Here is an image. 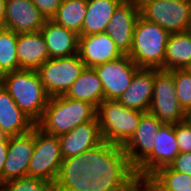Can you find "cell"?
I'll return each instance as SVG.
<instances>
[{
    "label": "cell",
    "mask_w": 191,
    "mask_h": 191,
    "mask_svg": "<svg viewBox=\"0 0 191 191\" xmlns=\"http://www.w3.org/2000/svg\"><path fill=\"white\" fill-rule=\"evenodd\" d=\"M89 191H129L138 182L122 146L103 141L91 149Z\"/></svg>",
    "instance_id": "1"
},
{
    "label": "cell",
    "mask_w": 191,
    "mask_h": 191,
    "mask_svg": "<svg viewBox=\"0 0 191 191\" xmlns=\"http://www.w3.org/2000/svg\"><path fill=\"white\" fill-rule=\"evenodd\" d=\"M97 108L91 103L73 100L65 95L50 97L42 118L36 126L44 133L60 136L79 124L96 118Z\"/></svg>",
    "instance_id": "2"
},
{
    "label": "cell",
    "mask_w": 191,
    "mask_h": 191,
    "mask_svg": "<svg viewBox=\"0 0 191 191\" xmlns=\"http://www.w3.org/2000/svg\"><path fill=\"white\" fill-rule=\"evenodd\" d=\"M0 83L31 120L37 123L42 118L50 97L37 70L20 69L6 73L0 77Z\"/></svg>",
    "instance_id": "3"
},
{
    "label": "cell",
    "mask_w": 191,
    "mask_h": 191,
    "mask_svg": "<svg viewBox=\"0 0 191 191\" xmlns=\"http://www.w3.org/2000/svg\"><path fill=\"white\" fill-rule=\"evenodd\" d=\"M170 33L157 23L139 17L127 54L139 67L164 70V56Z\"/></svg>",
    "instance_id": "4"
},
{
    "label": "cell",
    "mask_w": 191,
    "mask_h": 191,
    "mask_svg": "<svg viewBox=\"0 0 191 191\" xmlns=\"http://www.w3.org/2000/svg\"><path fill=\"white\" fill-rule=\"evenodd\" d=\"M143 113L126 108L117 100L104 99L96 114L103 140L123 146L135 132Z\"/></svg>",
    "instance_id": "5"
},
{
    "label": "cell",
    "mask_w": 191,
    "mask_h": 191,
    "mask_svg": "<svg viewBox=\"0 0 191 191\" xmlns=\"http://www.w3.org/2000/svg\"><path fill=\"white\" fill-rule=\"evenodd\" d=\"M140 16L170 34L188 30L191 0H138Z\"/></svg>",
    "instance_id": "6"
},
{
    "label": "cell",
    "mask_w": 191,
    "mask_h": 191,
    "mask_svg": "<svg viewBox=\"0 0 191 191\" xmlns=\"http://www.w3.org/2000/svg\"><path fill=\"white\" fill-rule=\"evenodd\" d=\"M58 136L44 133L34 127V150L29 163L27 176L43 179L54 185L62 163Z\"/></svg>",
    "instance_id": "7"
},
{
    "label": "cell",
    "mask_w": 191,
    "mask_h": 191,
    "mask_svg": "<svg viewBox=\"0 0 191 191\" xmlns=\"http://www.w3.org/2000/svg\"><path fill=\"white\" fill-rule=\"evenodd\" d=\"M79 54L70 57L49 58L37 72L49 97L65 95L84 70Z\"/></svg>",
    "instance_id": "8"
},
{
    "label": "cell",
    "mask_w": 191,
    "mask_h": 191,
    "mask_svg": "<svg viewBox=\"0 0 191 191\" xmlns=\"http://www.w3.org/2000/svg\"><path fill=\"white\" fill-rule=\"evenodd\" d=\"M173 70L155 69L152 102L149 113L163 124H176L187 119L176 98Z\"/></svg>",
    "instance_id": "9"
},
{
    "label": "cell",
    "mask_w": 191,
    "mask_h": 191,
    "mask_svg": "<svg viewBox=\"0 0 191 191\" xmlns=\"http://www.w3.org/2000/svg\"><path fill=\"white\" fill-rule=\"evenodd\" d=\"M179 153L175 124H163L156 135L152 152L134 169L136 177L145 182L158 169L169 166Z\"/></svg>",
    "instance_id": "10"
},
{
    "label": "cell",
    "mask_w": 191,
    "mask_h": 191,
    "mask_svg": "<svg viewBox=\"0 0 191 191\" xmlns=\"http://www.w3.org/2000/svg\"><path fill=\"white\" fill-rule=\"evenodd\" d=\"M104 90V99L117 100L140 69L128 55L94 67Z\"/></svg>",
    "instance_id": "11"
},
{
    "label": "cell",
    "mask_w": 191,
    "mask_h": 191,
    "mask_svg": "<svg viewBox=\"0 0 191 191\" xmlns=\"http://www.w3.org/2000/svg\"><path fill=\"white\" fill-rule=\"evenodd\" d=\"M140 17L137 0H123L115 9L105 33L110 36L118 49L127 55L132 47L133 32Z\"/></svg>",
    "instance_id": "12"
},
{
    "label": "cell",
    "mask_w": 191,
    "mask_h": 191,
    "mask_svg": "<svg viewBox=\"0 0 191 191\" xmlns=\"http://www.w3.org/2000/svg\"><path fill=\"white\" fill-rule=\"evenodd\" d=\"M163 123L149 112L141 120L130 139L122 146L130 165L135 169L153 150L156 135Z\"/></svg>",
    "instance_id": "13"
},
{
    "label": "cell",
    "mask_w": 191,
    "mask_h": 191,
    "mask_svg": "<svg viewBox=\"0 0 191 191\" xmlns=\"http://www.w3.org/2000/svg\"><path fill=\"white\" fill-rule=\"evenodd\" d=\"M34 150V128L21 135L8 137V153L3 168V183L27 177Z\"/></svg>",
    "instance_id": "14"
},
{
    "label": "cell",
    "mask_w": 191,
    "mask_h": 191,
    "mask_svg": "<svg viewBox=\"0 0 191 191\" xmlns=\"http://www.w3.org/2000/svg\"><path fill=\"white\" fill-rule=\"evenodd\" d=\"M45 21L31 0H6L5 28L16 34L40 31Z\"/></svg>",
    "instance_id": "15"
},
{
    "label": "cell",
    "mask_w": 191,
    "mask_h": 191,
    "mask_svg": "<svg viewBox=\"0 0 191 191\" xmlns=\"http://www.w3.org/2000/svg\"><path fill=\"white\" fill-rule=\"evenodd\" d=\"M78 54L88 68H94L124 55L105 32L79 36Z\"/></svg>",
    "instance_id": "16"
},
{
    "label": "cell",
    "mask_w": 191,
    "mask_h": 191,
    "mask_svg": "<svg viewBox=\"0 0 191 191\" xmlns=\"http://www.w3.org/2000/svg\"><path fill=\"white\" fill-rule=\"evenodd\" d=\"M58 138L63 159L92 149L104 141L97 117L90 122L79 124L72 131L62 134Z\"/></svg>",
    "instance_id": "17"
},
{
    "label": "cell",
    "mask_w": 191,
    "mask_h": 191,
    "mask_svg": "<svg viewBox=\"0 0 191 191\" xmlns=\"http://www.w3.org/2000/svg\"><path fill=\"white\" fill-rule=\"evenodd\" d=\"M154 80L155 69L140 68L117 101L126 108L148 112L152 102Z\"/></svg>",
    "instance_id": "18"
},
{
    "label": "cell",
    "mask_w": 191,
    "mask_h": 191,
    "mask_svg": "<svg viewBox=\"0 0 191 191\" xmlns=\"http://www.w3.org/2000/svg\"><path fill=\"white\" fill-rule=\"evenodd\" d=\"M36 123L16 105L0 83V136L12 137L31 131Z\"/></svg>",
    "instance_id": "19"
},
{
    "label": "cell",
    "mask_w": 191,
    "mask_h": 191,
    "mask_svg": "<svg viewBox=\"0 0 191 191\" xmlns=\"http://www.w3.org/2000/svg\"><path fill=\"white\" fill-rule=\"evenodd\" d=\"M49 58L70 57L78 53L79 35L66 29L52 19H47L41 28Z\"/></svg>",
    "instance_id": "20"
},
{
    "label": "cell",
    "mask_w": 191,
    "mask_h": 191,
    "mask_svg": "<svg viewBox=\"0 0 191 191\" xmlns=\"http://www.w3.org/2000/svg\"><path fill=\"white\" fill-rule=\"evenodd\" d=\"M17 58L19 70H37L49 59L47 45L41 31L18 34Z\"/></svg>",
    "instance_id": "21"
},
{
    "label": "cell",
    "mask_w": 191,
    "mask_h": 191,
    "mask_svg": "<svg viewBox=\"0 0 191 191\" xmlns=\"http://www.w3.org/2000/svg\"><path fill=\"white\" fill-rule=\"evenodd\" d=\"M123 0H87L81 36L104 33L115 9Z\"/></svg>",
    "instance_id": "22"
},
{
    "label": "cell",
    "mask_w": 191,
    "mask_h": 191,
    "mask_svg": "<svg viewBox=\"0 0 191 191\" xmlns=\"http://www.w3.org/2000/svg\"><path fill=\"white\" fill-rule=\"evenodd\" d=\"M65 96L91 103L97 108L104 100V90L95 69L85 67Z\"/></svg>",
    "instance_id": "23"
},
{
    "label": "cell",
    "mask_w": 191,
    "mask_h": 191,
    "mask_svg": "<svg viewBox=\"0 0 191 191\" xmlns=\"http://www.w3.org/2000/svg\"><path fill=\"white\" fill-rule=\"evenodd\" d=\"M191 63V33L170 34L164 56V70L186 69Z\"/></svg>",
    "instance_id": "24"
},
{
    "label": "cell",
    "mask_w": 191,
    "mask_h": 191,
    "mask_svg": "<svg viewBox=\"0 0 191 191\" xmlns=\"http://www.w3.org/2000/svg\"><path fill=\"white\" fill-rule=\"evenodd\" d=\"M145 182L149 191L191 190V175L180 173L170 166L158 169Z\"/></svg>",
    "instance_id": "25"
},
{
    "label": "cell",
    "mask_w": 191,
    "mask_h": 191,
    "mask_svg": "<svg viewBox=\"0 0 191 191\" xmlns=\"http://www.w3.org/2000/svg\"><path fill=\"white\" fill-rule=\"evenodd\" d=\"M86 14L87 0H62L61 6L52 20L81 36Z\"/></svg>",
    "instance_id": "26"
},
{
    "label": "cell",
    "mask_w": 191,
    "mask_h": 191,
    "mask_svg": "<svg viewBox=\"0 0 191 191\" xmlns=\"http://www.w3.org/2000/svg\"><path fill=\"white\" fill-rule=\"evenodd\" d=\"M17 40L18 34L13 30L7 28L0 30V77L19 70Z\"/></svg>",
    "instance_id": "27"
},
{
    "label": "cell",
    "mask_w": 191,
    "mask_h": 191,
    "mask_svg": "<svg viewBox=\"0 0 191 191\" xmlns=\"http://www.w3.org/2000/svg\"><path fill=\"white\" fill-rule=\"evenodd\" d=\"M91 165V149L76 156L63 159L56 182H78L81 174L89 170Z\"/></svg>",
    "instance_id": "28"
},
{
    "label": "cell",
    "mask_w": 191,
    "mask_h": 191,
    "mask_svg": "<svg viewBox=\"0 0 191 191\" xmlns=\"http://www.w3.org/2000/svg\"><path fill=\"white\" fill-rule=\"evenodd\" d=\"M176 98L187 115H191V74L185 69L173 70Z\"/></svg>",
    "instance_id": "29"
},
{
    "label": "cell",
    "mask_w": 191,
    "mask_h": 191,
    "mask_svg": "<svg viewBox=\"0 0 191 191\" xmlns=\"http://www.w3.org/2000/svg\"><path fill=\"white\" fill-rule=\"evenodd\" d=\"M0 191H54V186L43 179L27 176L0 184Z\"/></svg>",
    "instance_id": "30"
},
{
    "label": "cell",
    "mask_w": 191,
    "mask_h": 191,
    "mask_svg": "<svg viewBox=\"0 0 191 191\" xmlns=\"http://www.w3.org/2000/svg\"><path fill=\"white\" fill-rule=\"evenodd\" d=\"M175 136L179 151L191 152V123L187 119L175 124Z\"/></svg>",
    "instance_id": "31"
},
{
    "label": "cell",
    "mask_w": 191,
    "mask_h": 191,
    "mask_svg": "<svg viewBox=\"0 0 191 191\" xmlns=\"http://www.w3.org/2000/svg\"><path fill=\"white\" fill-rule=\"evenodd\" d=\"M93 174L87 170L81 174V179L78 182H55L54 191H89V180Z\"/></svg>",
    "instance_id": "32"
},
{
    "label": "cell",
    "mask_w": 191,
    "mask_h": 191,
    "mask_svg": "<svg viewBox=\"0 0 191 191\" xmlns=\"http://www.w3.org/2000/svg\"><path fill=\"white\" fill-rule=\"evenodd\" d=\"M41 14L47 19H52L58 8L61 6L62 0H31Z\"/></svg>",
    "instance_id": "33"
},
{
    "label": "cell",
    "mask_w": 191,
    "mask_h": 191,
    "mask_svg": "<svg viewBox=\"0 0 191 191\" xmlns=\"http://www.w3.org/2000/svg\"><path fill=\"white\" fill-rule=\"evenodd\" d=\"M169 166L180 173L191 175V152H180Z\"/></svg>",
    "instance_id": "34"
},
{
    "label": "cell",
    "mask_w": 191,
    "mask_h": 191,
    "mask_svg": "<svg viewBox=\"0 0 191 191\" xmlns=\"http://www.w3.org/2000/svg\"><path fill=\"white\" fill-rule=\"evenodd\" d=\"M8 153V137L0 136V184L3 183V168Z\"/></svg>",
    "instance_id": "35"
},
{
    "label": "cell",
    "mask_w": 191,
    "mask_h": 191,
    "mask_svg": "<svg viewBox=\"0 0 191 191\" xmlns=\"http://www.w3.org/2000/svg\"><path fill=\"white\" fill-rule=\"evenodd\" d=\"M6 0H0V30L5 28Z\"/></svg>",
    "instance_id": "36"
},
{
    "label": "cell",
    "mask_w": 191,
    "mask_h": 191,
    "mask_svg": "<svg viewBox=\"0 0 191 191\" xmlns=\"http://www.w3.org/2000/svg\"><path fill=\"white\" fill-rule=\"evenodd\" d=\"M129 191H149L148 185L146 182L139 181L132 189Z\"/></svg>",
    "instance_id": "37"
},
{
    "label": "cell",
    "mask_w": 191,
    "mask_h": 191,
    "mask_svg": "<svg viewBox=\"0 0 191 191\" xmlns=\"http://www.w3.org/2000/svg\"><path fill=\"white\" fill-rule=\"evenodd\" d=\"M187 31L191 33V11H190L189 25Z\"/></svg>",
    "instance_id": "38"
},
{
    "label": "cell",
    "mask_w": 191,
    "mask_h": 191,
    "mask_svg": "<svg viewBox=\"0 0 191 191\" xmlns=\"http://www.w3.org/2000/svg\"><path fill=\"white\" fill-rule=\"evenodd\" d=\"M189 74H191V63L185 69Z\"/></svg>",
    "instance_id": "39"
},
{
    "label": "cell",
    "mask_w": 191,
    "mask_h": 191,
    "mask_svg": "<svg viewBox=\"0 0 191 191\" xmlns=\"http://www.w3.org/2000/svg\"><path fill=\"white\" fill-rule=\"evenodd\" d=\"M187 120L191 123V115L187 116Z\"/></svg>",
    "instance_id": "40"
}]
</instances>
